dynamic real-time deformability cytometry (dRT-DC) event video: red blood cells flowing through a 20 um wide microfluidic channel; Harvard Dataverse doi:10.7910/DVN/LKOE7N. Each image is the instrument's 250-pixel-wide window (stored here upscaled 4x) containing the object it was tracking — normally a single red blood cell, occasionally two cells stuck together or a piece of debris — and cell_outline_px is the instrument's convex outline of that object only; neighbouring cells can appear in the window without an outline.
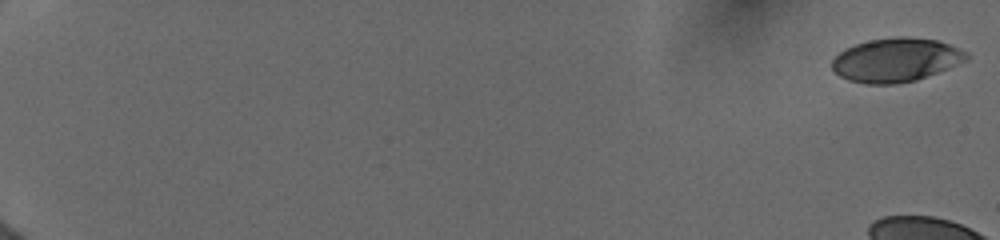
{"species": "human", "species_latin": "Homo sapiens", "temperature_condition": "cold", "stored_images_in_passage": 13, "camera_frame_rate_fps": 3000, "um_per_image_px": 0.085, "donor": {"sex": "female"}, "frame": {"image": 1, "passage_image": 1, "time_ms": 0.0, "image_size_px": [1000, 240], "cell_outline_px": [[968, 60], [948, 68], [916, 80], [896, 84], [864, 84], [848, 80], [832, 72], [832, 60], [844, 48], [868, 40], [896, 36], [904, 36], [936, 40], [948, 44], [968, 52]], "centroid_in_image_um": [76.13, 5.1], "position_along_channel_um": 8.9, "area_um2": 34.45}}